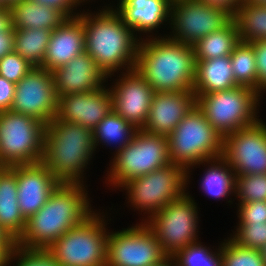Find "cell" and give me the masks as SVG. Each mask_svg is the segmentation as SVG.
<instances>
[{"instance_id":"e0dca14e","label":"cell","mask_w":266,"mask_h":266,"mask_svg":"<svg viewBox=\"0 0 266 266\" xmlns=\"http://www.w3.org/2000/svg\"><path fill=\"white\" fill-rule=\"evenodd\" d=\"M107 85L93 92L57 96L55 118L93 130L113 110L111 90Z\"/></svg>"},{"instance_id":"ba28073f","label":"cell","mask_w":266,"mask_h":266,"mask_svg":"<svg viewBox=\"0 0 266 266\" xmlns=\"http://www.w3.org/2000/svg\"><path fill=\"white\" fill-rule=\"evenodd\" d=\"M263 96L246 86L196 96V104L223 137L258 122ZM258 115V116H257Z\"/></svg>"},{"instance_id":"83f0119b","label":"cell","mask_w":266,"mask_h":266,"mask_svg":"<svg viewBox=\"0 0 266 266\" xmlns=\"http://www.w3.org/2000/svg\"><path fill=\"white\" fill-rule=\"evenodd\" d=\"M137 128L126 121L122 116L112 110L106 117L93 129L95 149L99 145L112 147L115 154L129 144L135 135Z\"/></svg>"},{"instance_id":"30bf717a","label":"cell","mask_w":266,"mask_h":266,"mask_svg":"<svg viewBox=\"0 0 266 266\" xmlns=\"http://www.w3.org/2000/svg\"><path fill=\"white\" fill-rule=\"evenodd\" d=\"M46 125L37 119L0 112V164L2 167L42 162Z\"/></svg>"},{"instance_id":"ee69618b","label":"cell","mask_w":266,"mask_h":266,"mask_svg":"<svg viewBox=\"0 0 266 266\" xmlns=\"http://www.w3.org/2000/svg\"><path fill=\"white\" fill-rule=\"evenodd\" d=\"M16 241L0 226V246L10 255Z\"/></svg>"},{"instance_id":"44dd1931","label":"cell","mask_w":266,"mask_h":266,"mask_svg":"<svg viewBox=\"0 0 266 266\" xmlns=\"http://www.w3.org/2000/svg\"><path fill=\"white\" fill-rule=\"evenodd\" d=\"M195 104L193 91L154 92L142 130L168 136Z\"/></svg>"},{"instance_id":"681fc988","label":"cell","mask_w":266,"mask_h":266,"mask_svg":"<svg viewBox=\"0 0 266 266\" xmlns=\"http://www.w3.org/2000/svg\"><path fill=\"white\" fill-rule=\"evenodd\" d=\"M19 1H21V0H0L2 5L3 6H7V7H9V6H11V5H13V4H15V3L19 2Z\"/></svg>"},{"instance_id":"e575fe53","label":"cell","mask_w":266,"mask_h":266,"mask_svg":"<svg viewBox=\"0 0 266 266\" xmlns=\"http://www.w3.org/2000/svg\"><path fill=\"white\" fill-rule=\"evenodd\" d=\"M11 264L13 266H60L48 249L25 248L17 244L12 249L6 266H12Z\"/></svg>"},{"instance_id":"8d00e7d4","label":"cell","mask_w":266,"mask_h":266,"mask_svg":"<svg viewBox=\"0 0 266 266\" xmlns=\"http://www.w3.org/2000/svg\"><path fill=\"white\" fill-rule=\"evenodd\" d=\"M32 68H34V66L15 51L0 59V76L15 84Z\"/></svg>"},{"instance_id":"74e56055","label":"cell","mask_w":266,"mask_h":266,"mask_svg":"<svg viewBox=\"0 0 266 266\" xmlns=\"http://www.w3.org/2000/svg\"><path fill=\"white\" fill-rule=\"evenodd\" d=\"M238 223L266 222V201L237 204Z\"/></svg>"},{"instance_id":"9c48e42d","label":"cell","mask_w":266,"mask_h":266,"mask_svg":"<svg viewBox=\"0 0 266 266\" xmlns=\"http://www.w3.org/2000/svg\"><path fill=\"white\" fill-rule=\"evenodd\" d=\"M119 189L126 191L128 206L141 212L140 215L142 212L144 216L147 214L141 220L144 223L187 190L186 171L180 165L170 163L127 181Z\"/></svg>"},{"instance_id":"4316f807","label":"cell","mask_w":266,"mask_h":266,"mask_svg":"<svg viewBox=\"0 0 266 266\" xmlns=\"http://www.w3.org/2000/svg\"><path fill=\"white\" fill-rule=\"evenodd\" d=\"M240 42L233 18L220 30L209 33L193 44L195 60H208L229 56Z\"/></svg>"},{"instance_id":"f35d334b","label":"cell","mask_w":266,"mask_h":266,"mask_svg":"<svg viewBox=\"0 0 266 266\" xmlns=\"http://www.w3.org/2000/svg\"><path fill=\"white\" fill-rule=\"evenodd\" d=\"M254 46L255 60L258 73V92L266 93V39L251 43Z\"/></svg>"},{"instance_id":"3957f363","label":"cell","mask_w":266,"mask_h":266,"mask_svg":"<svg viewBox=\"0 0 266 266\" xmlns=\"http://www.w3.org/2000/svg\"><path fill=\"white\" fill-rule=\"evenodd\" d=\"M195 69L192 45L168 37L140 40L135 70L154 92L192 91Z\"/></svg>"},{"instance_id":"d590c367","label":"cell","mask_w":266,"mask_h":266,"mask_svg":"<svg viewBox=\"0 0 266 266\" xmlns=\"http://www.w3.org/2000/svg\"><path fill=\"white\" fill-rule=\"evenodd\" d=\"M230 237L238 244L261 249L266 245V222L237 223Z\"/></svg>"},{"instance_id":"4dcf8cb0","label":"cell","mask_w":266,"mask_h":266,"mask_svg":"<svg viewBox=\"0 0 266 266\" xmlns=\"http://www.w3.org/2000/svg\"><path fill=\"white\" fill-rule=\"evenodd\" d=\"M233 75L239 86H246L258 92V73L254 46L239 42L230 54Z\"/></svg>"},{"instance_id":"f907efd6","label":"cell","mask_w":266,"mask_h":266,"mask_svg":"<svg viewBox=\"0 0 266 266\" xmlns=\"http://www.w3.org/2000/svg\"><path fill=\"white\" fill-rule=\"evenodd\" d=\"M260 253H261L262 259L264 260L266 264V245L260 249Z\"/></svg>"},{"instance_id":"5b68a950","label":"cell","mask_w":266,"mask_h":266,"mask_svg":"<svg viewBox=\"0 0 266 266\" xmlns=\"http://www.w3.org/2000/svg\"><path fill=\"white\" fill-rule=\"evenodd\" d=\"M170 162L185 171L203 161L222 156L223 136L206 119L197 104L167 136Z\"/></svg>"},{"instance_id":"60d3db41","label":"cell","mask_w":266,"mask_h":266,"mask_svg":"<svg viewBox=\"0 0 266 266\" xmlns=\"http://www.w3.org/2000/svg\"><path fill=\"white\" fill-rule=\"evenodd\" d=\"M16 84L0 76V112L10 110Z\"/></svg>"},{"instance_id":"ac0fdd59","label":"cell","mask_w":266,"mask_h":266,"mask_svg":"<svg viewBox=\"0 0 266 266\" xmlns=\"http://www.w3.org/2000/svg\"><path fill=\"white\" fill-rule=\"evenodd\" d=\"M117 2L116 7L111 5L112 8L121 17L125 26L133 30L136 36L139 34L140 40L165 37L157 30L161 25H170L171 0H117Z\"/></svg>"},{"instance_id":"8992f818","label":"cell","mask_w":266,"mask_h":266,"mask_svg":"<svg viewBox=\"0 0 266 266\" xmlns=\"http://www.w3.org/2000/svg\"><path fill=\"white\" fill-rule=\"evenodd\" d=\"M105 183L119 189L127 181L170 164L167 136L137 129L131 142L112 154Z\"/></svg>"},{"instance_id":"7c38bea8","label":"cell","mask_w":266,"mask_h":266,"mask_svg":"<svg viewBox=\"0 0 266 266\" xmlns=\"http://www.w3.org/2000/svg\"><path fill=\"white\" fill-rule=\"evenodd\" d=\"M167 257L145 223L109 231L106 266H154Z\"/></svg>"},{"instance_id":"d4e9b609","label":"cell","mask_w":266,"mask_h":266,"mask_svg":"<svg viewBox=\"0 0 266 266\" xmlns=\"http://www.w3.org/2000/svg\"><path fill=\"white\" fill-rule=\"evenodd\" d=\"M206 164V165H205ZM205 167L203 176L200 179V188L205 195L210 196L208 198L222 200L235 196V174L231 166L222 158L203 161L195 166H192L186 171V188L190 184V174L195 167Z\"/></svg>"},{"instance_id":"1f68e13d","label":"cell","mask_w":266,"mask_h":266,"mask_svg":"<svg viewBox=\"0 0 266 266\" xmlns=\"http://www.w3.org/2000/svg\"><path fill=\"white\" fill-rule=\"evenodd\" d=\"M200 240L179 250L173 258L179 266H222L221 243L215 249Z\"/></svg>"},{"instance_id":"7a4b0ae2","label":"cell","mask_w":266,"mask_h":266,"mask_svg":"<svg viewBox=\"0 0 266 266\" xmlns=\"http://www.w3.org/2000/svg\"><path fill=\"white\" fill-rule=\"evenodd\" d=\"M87 185L60 183L45 205L28 220L18 246L49 249L64 233L84 222L92 209ZM94 210V211H93Z\"/></svg>"},{"instance_id":"52a82bcc","label":"cell","mask_w":266,"mask_h":266,"mask_svg":"<svg viewBox=\"0 0 266 266\" xmlns=\"http://www.w3.org/2000/svg\"><path fill=\"white\" fill-rule=\"evenodd\" d=\"M106 215L104 211L95 210L49 247L60 266H106L107 239L111 231L107 227L109 219Z\"/></svg>"},{"instance_id":"ffe728a7","label":"cell","mask_w":266,"mask_h":266,"mask_svg":"<svg viewBox=\"0 0 266 266\" xmlns=\"http://www.w3.org/2000/svg\"><path fill=\"white\" fill-rule=\"evenodd\" d=\"M51 72L57 96L93 92L108 82L107 75L86 51Z\"/></svg>"},{"instance_id":"603a6c76","label":"cell","mask_w":266,"mask_h":266,"mask_svg":"<svg viewBox=\"0 0 266 266\" xmlns=\"http://www.w3.org/2000/svg\"><path fill=\"white\" fill-rule=\"evenodd\" d=\"M17 198V165L0 168V226L16 242L26 227Z\"/></svg>"},{"instance_id":"4fadbf2b","label":"cell","mask_w":266,"mask_h":266,"mask_svg":"<svg viewBox=\"0 0 266 266\" xmlns=\"http://www.w3.org/2000/svg\"><path fill=\"white\" fill-rule=\"evenodd\" d=\"M232 17L223 10L199 0H178L171 3L169 34L175 42L193 45L211 32L222 29Z\"/></svg>"},{"instance_id":"9a60e30c","label":"cell","mask_w":266,"mask_h":266,"mask_svg":"<svg viewBox=\"0 0 266 266\" xmlns=\"http://www.w3.org/2000/svg\"><path fill=\"white\" fill-rule=\"evenodd\" d=\"M11 111L47 125L57 112L53 75L42 67L32 68L15 86Z\"/></svg>"},{"instance_id":"277c9868","label":"cell","mask_w":266,"mask_h":266,"mask_svg":"<svg viewBox=\"0 0 266 266\" xmlns=\"http://www.w3.org/2000/svg\"><path fill=\"white\" fill-rule=\"evenodd\" d=\"M95 151L92 129L55 117L46 125L42 162L60 183L86 185Z\"/></svg>"},{"instance_id":"f6af8a7d","label":"cell","mask_w":266,"mask_h":266,"mask_svg":"<svg viewBox=\"0 0 266 266\" xmlns=\"http://www.w3.org/2000/svg\"><path fill=\"white\" fill-rule=\"evenodd\" d=\"M12 28L10 9L7 6H3L0 8V32L11 30Z\"/></svg>"},{"instance_id":"d6986e66","label":"cell","mask_w":266,"mask_h":266,"mask_svg":"<svg viewBox=\"0 0 266 266\" xmlns=\"http://www.w3.org/2000/svg\"><path fill=\"white\" fill-rule=\"evenodd\" d=\"M59 184L43 162L17 165V200L25 220L45 205Z\"/></svg>"},{"instance_id":"5bb4252c","label":"cell","mask_w":266,"mask_h":266,"mask_svg":"<svg viewBox=\"0 0 266 266\" xmlns=\"http://www.w3.org/2000/svg\"><path fill=\"white\" fill-rule=\"evenodd\" d=\"M221 157L235 175L266 173V123L261 117L255 124L223 137Z\"/></svg>"},{"instance_id":"7bdbcfd3","label":"cell","mask_w":266,"mask_h":266,"mask_svg":"<svg viewBox=\"0 0 266 266\" xmlns=\"http://www.w3.org/2000/svg\"><path fill=\"white\" fill-rule=\"evenodd\" d=\"M14 52V28L0 32V59Z\"/></svg>"},{"instance_id":"6da1fadb","label":"cell","mask_w":266,"mask_h":266,"mask_svg":"<svg viewBox=\"0 0 266 266\" xmlns=\"http://www.w3.org/2000/svg\"><path fill=\"white\" fill-rule=\"evenodd\" d=\"M98 10L93 13L84 9L78 17L85 28V51L112 79L116 72L135 69L140 39L125 26L110 4Z\"/></svg>"},{"instance_id":"836d02e7","label":"cell","mask_w":266,"mask_h":266,"mask_svg":"<svg viewBox=\"0 0 266 266\" xmlns=\"http://www.w3.org/2000/svg\"><path fill=\"white\" fill-rule=\"evenodd\" d=\"M238 204L266 201V173L235 175V200Z\"/></svg>"},{"instance_id":"cb8c5ba5","label":"cell","mask_w":266,"mask_h":266,"mask_svg":"<svg viewBox=\"0 0 266 266\" xmlns=\"http://www.w3.org/2000/svg\"><path fill=\"white\" fill-rule=\"evenodd\" d=\"M239 86L234 78L230 55L208 60H196L193 92L205 95L216 91L229 90Z\"/></svg>"},{"instance_id":"7dc6e473","label":"cell","mask_w":266,"mask_h":266,"mask_svg":"<svg viewBox=\"0 0 266 266\" xmlns=\"http://www.w3.org/2000/svg\"><path fill=\"white\" fill-rule=\"evenodd\" d=\"M9 254L0 246V266L7 265Z\"/></svg>"},{"instance_id":"bcb514c9","label":"cell","mask_w":266,"mask_h":266,"mask_svg":"<svg viewBox=\"0 0 266 266\" xmlns=\"http://www.w3.org/2000/svg\"><path fill=\"white\" fill-rule=\"evenodd\" d=\"M154 266H179L176 260L172 256H168L166 259Z\"/></svg>"},{"instance_id":"484cf974","label":"cell","mask_w":266,"mask_h":266,"mask_svg":"<svg viewBox=\"0 0 266 266\" xmlns=\"http://www.w3.org/2000/svg\"><path fill=\"white\" fill-rule=\"evenodd\" d=\"M9 9L14 29L43 28L53 31L68 19L54 8L29 0H21L9 6Z\"/></svg>"},{"instance_id":"c3c4849f","label":"cell","mask_w":266,"mask_h":266,"mask_svg":"<svg viewBox=\"0 0 266 266\" xmlns=\"http://www.w3.org/2000/svg\"><path fill=\"white\" fill-rule=\"evenodd\" d=\"M246 3L255 5H266V0H244Z\"/></svg>"},{"instance_id":"d6a6232c","label":"cell","mask_w":266,"mask_h":266,"mask_svg":"<svg viewBox=\"0 0 266 266\" xmlns=\"http://www.w3.org/2000/svg\"><path fill=\"white\" fill-rule=\"evenodd\" d=\"M226 238L221 242L222 266H266L259 249L244 247L230 236Z\"/></svg>"},{"instance_id":"b9f144b4","label":"cell","mask_w":266,"mask_h":266,"mask_svg":"<svg viewBox=\"0 0 266 266\" xmlns=\"http://www.w3.org/2000/svg\"><path fill=\"white\" fill-rule=\"evenodd\" d=\"M211 7L218 8L228 13L232 18L234 17L238 7L244 0H199Z\"/></svg>"},{"instance_id":"2e32d148","label":"cell","mask_w":266,"mask_h":266,"mask_svg":"<svg viewBox=\"0 0 266 266\" xmlns=\"http://www.w3.org/2000/svg\"><path fill=\"white\" fill-rule=\"evenodd\" d=\"M118 75L116 82L113 78L109 87L113 110L135 128L142 129L148 117L154 90L135 69Z\"/></svg>"},{"instance_id":"f1b7e54d","label":"cell","mask_w":266,"mask_h":266,"mask_svg":"<svg viewBox=\"0 0 266 266\" xmlns=\"http://www.w3.org/2000/svg\"><path fill=\"white\" fill-rule=\"evenodd\" d=\"M51 32L43 28L14 29V51L34 67H41Z\"/></svg>"},{"instance_id":"ab89813d","label":"cell","mask_w":266,"mask_h":266,"mask_svg":"<svg viewBox=\"0 0 266 266\" xmlns=\"http://www.w3.org/2000/svg\"><path fill=\"white\" fill-rule=\"evenodd\" d=\"M29 1L39 3L41 5H47L51 8H54L57 11L62 12L68 19L78 17L81 14V10H77V8L87 3L86 0H29Z\"/></svg>"},{"instance_id":"7402d4cb","label":"cell","mask_w":266,"mask_h":266,"mask_svg":"<svg viewBox=\"0 0 266 266\" xmlns=\"http://www.w3.org/2000/svg\"><path fill=\"white\" fill-rule=\"evenodd\" d=\"M85 52V28L79 17L67 19L51 32L42 68L53 71Z\"/></svg>"},{"instance_id":"8fae6325","label":"cell","mask_w":266,"mask_h":266,"mask_svg":"<svg viewBox=\"0 0 266 266\" xmlns=\"http://www.w3.org/2000/svg\"><path fill=\"white\" fill-rule=\"evenodd\" d=\"M193 197L186 190L144 222L168 256L173 257L179 250L199 241L201 220Z\"/></svg>"},{"instance_id":"f546056e","label":"cell","mask_w":266,"mask_h":266,"mask_svg":"<svg viewBox=\"0 0 266 266\" xmlns=\"http://www.w3.org/2000/svg\"><path fill=\"white\" fill-rule=\"evenodd\" d=\"M233 20L237 25L241 42L252 43L266 39V5L249 4L243 1Z\"/></svg>"}]
</instances>
